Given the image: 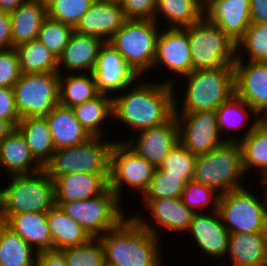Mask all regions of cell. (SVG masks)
Instances as JSON below:
<instances>
[{"instance_id": "obj_38", "label": "cell", "mask_w": 267, "mask_h": 266, "mask_svg": "<svg viewBox=\"0 0 267 266\" xmlns=\"http://www.w3.org/2000/svg\"><path fill=\"white\" fill-rule=\"evenodd\" d=\"M197 156L188 151L178 142L162 161L159 169L163 175L181 176L193 180Z\"/></svg>"}, {"instance_id": "obj_14", "label": "cell", "mask_w": 267, "mask_h": 266, "mask_svg": "<svg viewBox=\"0 0 267 266\" xmlns=\"http://www.w3.org/2000/svg\"><path fill=\"white\" fill-rule=\"evenodd\" d=\"M92 74L98 92L106 95H111L109 93L113 91L122 92L127 87L131 88L139 77L124 57L108 42H104L100 47Z\"/></svg>"}, {"instance_id": "obj_25", "label": "cell", "mask_w": 267, "mask_h": 266, "mask_svg": "<svg viewBox=\"0 0 267 266\" xmlns=\"http://www.w3.org/2000/svg\"><path fill=\"white\" fill-rule=\"evenodd\" d=\"M227 255L232 266L267 265V232L229 233Z\"/></svg>"}, {"instance_id": "obj_36", "label": "cell", "mask_w": 267, "mask_h": 266, "mask_svg": "<svg viewBox=\"0 0 267 266\" xmlns=\"http://www.w3.org/2000/svg\"><path fill=\"white\" fill-rule=\"evenodd\" d=\"M22 73L58 72V58L37 39L15 47Z\"/></svg>"}, {"instance_id": "obj_45", "label": "cell", "mask_w": 267, "mask_h": 266, "mask_svg": "<svg viewBox=\"0 0 267 266\" xmlns=\"http://www.w3.org/2000/svg\"><path fill=\"white\" fill-rule=\"evenodd\" d=\"M21 75L19 56L16 49H0V88H13Z\"/></svg>"}, {"instance_id": "obj_8", "label": "cell", "mask_w": 267, "mask_h": 266, "mask_svg": "<svg viewBox=\"0 0 267 266\" xmlns=\"http://www.w3.org/2000/svg\"><path fill=\"white\" fill-rule=\"evenodd\" d=\"M188 37L194 71L234 65L236 43L205 16L188 27Z\"/></svg>"}, {"instance_id": "obj_11", "label": "cell", "mask_w": 267, "mask_h": 266, "mask_svg": "<svg viewBox=\"0 0 267 266\" xmlns=\"http://www.w3.org/2000/svg\"><path fill=\"white\" fill-rule=\"evenodd\" d=\"M13 90L20 118L46 117L59 103L60 74L22 73Z\"/></svg>"}, {"instance_id": "obj_53", "label": "cell", "mask_w": 267, "mask_h": 266, "mask_svg": "<svg viewBox=\"0 0 267 266\" xmlns=\"http://www.w3.org/2000/svg\"><path fill=\"white\" fill-rule=\"evenodd\" d=\"M260 122L267 127V110L260 115Z\"/></svg>"}, {"instance_id": "obj_46", "label": "cell", "mask_w": 267, "mask_h": 266, "mask_svg": "<svg viewBox=\"0 0 267 266\" xmlns=\"http://www.w3.org/2000/svg\"><path fill=\"white\" fill-rule=\"evenodd\" d=\"M126 19L154 20L157 0H118Z\"/></svg>"}, {"instance_id": "obj_41", "label": "cell", "mask_w": 267, "mask_h": 266, "mask_svg": "<svg viewBox=\"0 0 267 266\" xmlns=\"http://www.w3.org/2000/svg\"><path fill=\"white\" fill-rule=\"evenodd\" d=\"M188 181L187 178H181V176L163 175V173L156 168L142 200L181 198L182 191Z\"/></svg>"}, {"instance_id": "obj_17", "label": "cell", "mask_w": 267, "mask_h": 266, "mask_svg": "<svg viewBox=\"0 0 267 266\" xmlns=\"http://www.w3.org/2000/svg\"><path fill=\"white\" fill-rule=\"evenodd\" d=\"M162 64L174 75L186 76L194 71L188 37V27L169 28L159 32L154 66Z\"/></svg>"}, {"instance_id": "obj_34", "label": "cell", "mask_w": 267, "mask_h": 266, "mask_svg": "<svg viewBox=\"0 0 267 266\" xmlns=\"http://www.w3.org/2000/svg\"><path fill=\"white\" fill-rule=\"evenodd\" d=\"M72 109L77 120L91 137H102L104 131L100 125H103V120L113 116V97L100 93Z\"/></svg>"}, {"instance_id": "obj_16", "label": "cell", "mask_w": 267, "mask_h": 266, "mask_svg": "<svg viewBox=\"0 0 267 266\" xmlns=\"http://www.w3.org/2000/svg\"><path fill=\"white\" fill-rule=\"evenodd\" d=\"M124 142L155 168H159L170 150L179 142L176 115L161 125L139 131L135 140L130 138Z\"/></svg>"}, {"instance_id": "obj_28", "label": "cell", "mask_w": 267, "mask_h": 266, "mask_svg": "<svg viewBox=\"0 0 267 266\" xmlns=\"http://www.w3.org/2000/svg\"><path fill=\"white\" fill-rule=\"evenodd\" d=\"M250 125L248 132L238 141L241 148L242 167L245 174L252 168H258L256 171L262 176L259 181L267 182V127L260 122V119L253 120Z\"/></svg>"}, {"instance_id": "obj_52", "label": "cell", "mask_w": 267, "mask_h": 266, "mask_svg": "<svg viewBox=\"0 0 267 266\" xmlns=\"http://www.w3.org/2000/svg\"><path fill=\"white\" fill-rule=\"evenodd\" d=\"M15 127L7 120L0 118V142L13 130Z\"/></svg>"}, {"instance_id": "obj_23", "label": "cell", "mask_w": 267, "mask_h": 266, "mask_svg": "<svg viewBox=\"0 0 267 266\" xmlns=\"http://www.w3.org/2000/svg\"><path fill=\"white\" fill-rule=\"evenodd\" d=\"M0 167L7 170L10 176L34 174L43 170L17 128L0 142Z\"/></svg>"}, {"instance_id": "obj_3", "label": "cell", "mask_w": 267, "mask_h": 266, "mask_svg": "<svg viewBox=\"0 0 267 266\" xmlns=\"http://www.w3.org/2000/svg\"><path fill=\"white\" fill-rule=\"evenodd\" d=\"M183 77L187 78L188 85L182 109L178 108L179 102L175 98V113L215 111L235 94L234 65L195 70Z\"/></svg>"}, {"instance_id": "obj_26", "label": "cell", "mask_w": 267, "mask_h": 266, "mask_svg": "<svg viewBox=\"0 0 267 266\" xmlns=\"http://www.w3.org/2000/svg\"><path fill=\"white\" fill-rule=\"evenodd\" d=\"M45 118L55 150L82 144L91 137L70 107L58 103Z\"/></svg>"}, {"instance_id": "obj_21", "label": "cell", "mask_w": 267, "mask_h": 266, "mask_svg": "<svg viewBox=\"0 0 267 266\" xmlns=\"http://www.w3.org/2000/svg\"><path fill=\"white\" fill-rule=\"evenodd\" d=\"M109 174L73 173L57 177L54 183L55 203L94 198L108 186Z\"/></svg>"}, {"instance_id": "obj_48", "label": "cell", "mask_w": 267, "mask_h": 266, "mask_svg": "<svg viewBox=\"0 0 267 266\" xmlns=\"http://www.w3.org/2000/svg\"><path fill=\"white\" fill-rule=\"evenodd\" d=\"M36 255V266H68L60 250L41 251Z\"/></svg>"}, {"instance_id": "obj_39", "label": "cell", "mask_w": 267, "mask_h": 266, "mask_svg": "<svg viewBox=\"0 0 267 266\" xmlns=\"http://www.w3.org/2000/svg\"><path fill=\"white\" fill-rule=\"evenodd\" d=\"M73 32L74 29L72 26L47 16L43 20L37 40L59 58L67 46Z\"/></svg>"}, {"instance_id": "obj_9", "label": "cell", "mask_w": 267, "mask_h": 266, "mask_svg": "<svg viewBox=\"0 0 267 266\" xmlns=\"http://www.w3.org/2000/svg\"><path fill=\"white\" fill-rule=\"evenodd\" d=\"M260 184L265 188L263 202L247 187L220 195L218 212L229 233L267 232V182Z\"/></svg>"}, {"instance_id": "obj_32", "label": "cell", "mask_w": 267, "mask_h": 266, "mask_svg": "<svg viewBox=\"0 0 267 266\" xmlns=\"http://www.w3.org/2000/svg\"><path fill=\"white\" fill-rule=\"evenodd\" d=\"M163 15L170 28L189 27L204 16V0H157L154 20Z\"/></svg>"}, {"instance_id": "obj_4", "label": "cell", "mask_w": 267, "mask_h": 266, "mask_svg": "<svg viewBox=\"0 0 267 266\" xmlns=\"http://www.w3.org/2000/svg\"><path fill=\"white\" fill-rule=\"evenodd\" d=\"M9 179V186L0 190V215L47 213L55 204L54 183L44 170Z\"/></svg>"}, {"instance_id": "obj_31", "label": "cell", "mask_w": 267, "mask_h": 266, "mask_svg": "<svg viewBox=\"0 0 267 266\" xmlns=\"http://www.w3.org/2000/svg\"><path fill=\"white\" fill-rule=\"evenodd\" d=\"M16 128L24 137L34 158L44 166L55 152L45 117H23Z\"/></svg>"}, {"instance_id": "obj_12", "label": "cell", "mask_w": 267, "mask_h": 266, "mask_svg": "<svg viewBox=\"0 0 267 266\" xmlns=\"http://www.w3.org/2000/svg\"><path fill=\"white\" fill-rule=\"evenodd\" d=\"M155 170L151 163L134 152L124 141H114L110 151L108 186L121 202L122 187L127 185L143 195Z\"/></svg>"}, {"instance_id": "obj_33", "label": "cell", "mask_w": 267, "mask_h": 266, "mask_svg": "<svg viewBox=\"0 0 267 266\" xmlns=\"http://www.w3.org/2000/svg\"><path fill=\"white\" fill-rule=\"evenodd\" d=\"M37 253L22 237L0 221V266H36L37 255L34 254Z\"/></svg>"}, {"instance_id": "obj_49", "label": "cell", "mask_w": 267, "mask_h": 266, "mask_svg": "<svg viewBox=\"0 0 267 266\" xmlns=\"http://www.w3.org/2000/svg\"><path fill=\"white\" fill-rule=\"evenodd\" d=\"M12 27L9 12L0 10V49H12Z\"/></svg>"}, {"instance_id": "obj_13", "label": "cell", "mask_w": 267, "mask_h": 266, "mask_svg": "<svg viewBox=\"0 0 267 266\" xmlns=\"http://www.w3.org/2000/svg\"><path fill=\"white\" fill-rule=\"evenodd\" d=\"M178 121L179 142L192 154L199 156L222 145L225 141H239L233 136L221 138L216 111L175 113ZM220 135V136H219ZM230 137V138H229Z\"/></svg>"}, {"instance_id": "obj_24", "label": "cell", "mask_w": 267, "mask_h": 266, "mask_svg": "<svg viewBox=\"0 0 267 266\" xmlns=\"http://www.w3.org/2000/svg\"><path fill=\"white\" fill-rule=\"evenodd\" d=\"M17 235L22 237L35 251L53 250V242L47 222V213L26 212L19 215H0Z\"/></svg>"}, {"instance_id": "obj_22", "label": "cell", "mask_w": 267, "mask_h": 266, "mask_svg": "<svg viewBox=\"0 0 267 266\" xmlns=\"http://www.w3.org/2000/svg\"><path fill=\"white\" fill-rule=\"evenodd\" d=\"M104 41L89 35L73 32L67 46L58 58V73L65 67L67 72L77 73L86 70L92 73L100 47ZM61 65V66H60Z\"/></svg>"}, {"instance_id": "obj_27", "label": "cell", "mask_w": 267, "mask_h": 266, "mask_svg": "<svg viewBox=\"0 0 267 266\" xmlns=\"http://www.w3.org/2000/svg\"><path fill=\"white\" fill-rule=\"evenodd\" d=\"M13 48L37 39L43 20L47 17L46 1L26 0L9 13Z\"/></svg>"}, {"instance_id": "obj_50", "label": "cell", "mask_w": 267, "mask_h": 266, "mask_svg": "<svg viewBox=\"0 0 267 266\" xmlns=\"http://www.w3.org/2000/svg\"><path fill=\"white\" fill-rule=\"evenodd\" d=\"M251 22L267 24V0H250Z\"/></svg>"}, {"instance_id": "obj_18", "label": "cell", "mask_w": 267, "mask_h": 266, "mask_svg": "<svg viewBox=\"0 0 267 266\" xmlns=\"http://www.w3.org/2000/svg\"><path fill=\"white\" fill-rule=\"evenodd\" d=\"M204 16L237 43L251 24L250 0H204Z\"/></svg>"}, {"instance_id": "obj_5", "label": "cell", "mask_w": 267, "mask_h": 266, "mask_svg": "<svg viewBox=\"0 0 267 266\" xmlns=\"http://www.w3.org/2000/svg\"><path fill=\"white\" fill-rule=\"evenodd\" d=\"M243 176L246 177L238 141H225L196 158L193 180L211 187L219 194L243 187L239 181Z\"/></svg>"}, {"instance_id": "obj_20", "label": "cell", "mask_w": 267, "mask_h": 266, "mask_svg": "<svg viewBox=\"0 0 267 266\" xmlns=\"http://www.w3.org/2000/svg\"><path fill=\"white\" fill-rule=\"evenodd\" d=\"M197 246L204 256L217 259L225 258L228 246L229 231L223 225L218 211L195 213L188 228Z\"/></svg>"}, {"instance_id": "obj_40", "label": "cell", "mask_w": 267, "mask_h": 266, "mask_svg": "<svg viewBox=\"0 0 267 266\" xmlns=\"http://www.w3.org/2000/svg\"><path fill=\"white\" fill-rule=\"evenodd\" d=\"M60 251L64 254L68 266H106L99 238H91L85 244Z\"/></svg>"}, {"instance_id": "obj_43", "label": "cell", "mask_w": 267, "mask_h": 266, "mask_svg": "<svg viewBox=\"0 0 267 266\" xmlns=\"http://www.w3.org/2000/svg\"><path fill=\"white\" fill-rule=\"evenodd\" d=\"M237 50H244L253 62H267V24L251 22L244 36L236 43Z\"/></svg>"}, {"instance_id": "obj_37", "label": "cell", "mask_w": 267, "mask_h": 266, "mask_svg": "<svg viewBox=\"0 0 267 266\" xmlns=\"http://www.w3.org/2000/svg\"><path fill=\"white\" fill-rule=\"evenodd\" d=\"M215 111L220 134L228 133L227 130L230 131L232 128H242L244 120L246 122L249 121L247 118L251 114L254 116L253 119H260V116L236 94H233L227 101L223 102Z\"/></svg>"}, {"instance_id": "obj_30", "label": "cell", "mask_w": 267, "mask_h": 266, "mask_svg": "<svg viewBox=\"0 0 267 266\" xmlns=\"http://www.w3.org/2000/svg\"><path fill=\"white\" fill-rule=\"evenodd\" d=\"M47 222L53 242V250H62L85 244L91 237L83 227L54 204L47 212Z\"/></svg>"}, {"instance_id": "obj_29", "label": "cell", "mask_w": 267, "mask_h": 266, "mask_svg": "<svg viewBox=\"0 0 267 266\" xmlns=\"http://www.w3.org/2000/svg\"><path fill=\"white\" fill-rule=\"evenodd\" d=\"M154 218L155 225L163 226L168 231H188L195 212L188 209L181 198L142 200Z\"/></svg>"}, {"instance_id": "obj_42", "label": "cell", "mask_w": 267, "mask_h": 266, "mask_svg": "<svg viewBox=\"0 0 267 266\" xmlns=\"http://www.w3.org/2000/svg\"><path fill=\"white\" fill-rule=\"evenodd\" d=\"M93 2V0H46L47 16L74 28Z\"/></svg>"}, {"instance_id": "obj_51", "label": "cell", "mask_w": 267, "mask_h": 266, "mask_svg": "<svg viewBox=\"0 0 267 266\" xmlns=\"http://www.w3.org/2000/svg\"><path fill=\"white\" fill-rule=\"evenodd\" d=\"M26 0H0V10L11 12Z\"/></svg>"}, {"instance_id": "obj_54", "label": "cell", "mask_w": 267, "mask_h": 266, "mask_svg": "<svg viewBox=\"0 0 267 266\" xmlns=\"http://www.w3.org/2000/svg\"><path fill=\"white\" fill-rule=\"evenodd\" d=\"M93 1L102 2V1H115V0H93Z\"/></svg>"}, {"instance_id": "obj_35", "label": "cell", "mask_w": 267, "mask_h": 266, "mask_svg": "<svg viewBox=\"0 0 267 266\" xmlns=\"http://www.w3.org/2000/svg\"><path fill=\"white\" fill-rule=\"evenodd\" d=\"M100 93L92 73L89 75L70 73L68 76L60 74L59 104L73 108L83 102L89 101Z\"/></svg>"}, {"instance_id": "obj_6", "label": "cell", "mask_w": 267, "mask_h": 266, "mask_svg": "<svg viewBox=\"0 0 267 266\" xmlns=\"http://www.w3.org/2000/svg\"><path fill=\"white\" fill-rule=\"evenodd\" d=\"M90 137L86 142L55 150L43 170L54 181L73 173L109 174L110 151L114 141Z\"/></svg>"}, {"instance_id": "obj_10", "label": "cell", "mask_w": 267, "mask_h": 266, "mask_svg": "<svg viewBox=\"0 0 267 266\" xmlns=\"http://www.w3.org/2000/svg\"><path fill=\"white\" fill-rule=\"evenodd\" d=\"M55 204L78 222L91 238L103 236L126 218L120 206L122 202L109 187L91 199Z\"/></svg>"}, {"instance_id": "obj_19", "label": "cell", "mask_w": 267, "mask_h": 266, "mask_svg": "<svg viewBox=\"0 0 267 266\" xmlns=\"http://www.w3.org/2000/svg\"><path fill=\"white\" fill-rule=\"evenodd\" d=\"M125 20L118 0L94 1L73 29L78 34L93 36L108 42L122 27Z\"/></svg>"}, {"instance_id": "obj_1", "label": "cell", "mask_w": 267, "mask_h": 266, "mask_svg": "<svg viewBox=\"0 0 267 266\" xmlns=\"http://www.w3.org/2000/svg\"><path fill=\"white\" fill-rule=\"evenodd\" d=\"M132 216H127L117 227L99 237L105 265L161 266L159 227L137 214Z\"/></svg>"}, {"instance_id": "obj_44", "label": "cell", "mask_w": 267, "mask_h": 266, "mask_svg": "<svg viewBox=\"0 0 267 266\" xmlns=\"http://www.w3.org/2000/svg\"><path fill=\"white\" fill-rule=\"evenodd\" d=\"M220 195L219 192L211 187L190 180L182 191L181 200L188 209L193 210L195 213L201 212L206 205H213L212 210L218 211Z\"/></svg>"}, {"instance_id": "obj_15", "label": "cell", "mask_w": 267, "mask_h": 266, "mask_svg": "<svg viewBox=\"0 0 267 266\" xmlns=\"http://www.w3.org/2000/svg\"><path fill=\"white\" fill-rule=\"evenodd\" d=\"M243 60L241 51L237 50L234 63L235 94L260 116L267 110V62Z\"/></svg>"}, {"instance_id": "obj_7", "label": "cell", "mask_w": 267, "mask_h": 266, "mask_svg": "<svg viewBox=\"0 0 267 266\" xmlns=\"http://www.w3.org/2000/svg\"><path fill=\"white\" fill-rule=\"evenodd\" d=\"M158 26L155 20L126 19L108 41L139 77L154 67Z\"/></svg>"}, {"instance_id": "obj_47", "label": "cell", "mask_w": 267, "mask_h": 266, "mask_svg": "<svg viewBox=\"0 0 267 266\" xmlns=\"http://www.w3.org/2000/svg\"><path fill=\"white\" fill-rule=\"evenodd\" d=\"M0 118L9 121L15 128L21 119L15 105L14 90L11 87L0 88Z\"/></svg>"}, {"instance_id": "obj_2", "label": "cell", "mask_w": 267, "mask_h": 266, "mask_svg": "<svg viewBox=\"0 0 267 266\" xmlns=\"http://www.w3.org/2000/svg\"><path fill=\"white\" fill-rule=\"evenodd\" d=\"M173 80L157 84L142 80L130 92L112 95V118L138 132L165 123L175 114Z\"/></svg>"}]
</instances>
